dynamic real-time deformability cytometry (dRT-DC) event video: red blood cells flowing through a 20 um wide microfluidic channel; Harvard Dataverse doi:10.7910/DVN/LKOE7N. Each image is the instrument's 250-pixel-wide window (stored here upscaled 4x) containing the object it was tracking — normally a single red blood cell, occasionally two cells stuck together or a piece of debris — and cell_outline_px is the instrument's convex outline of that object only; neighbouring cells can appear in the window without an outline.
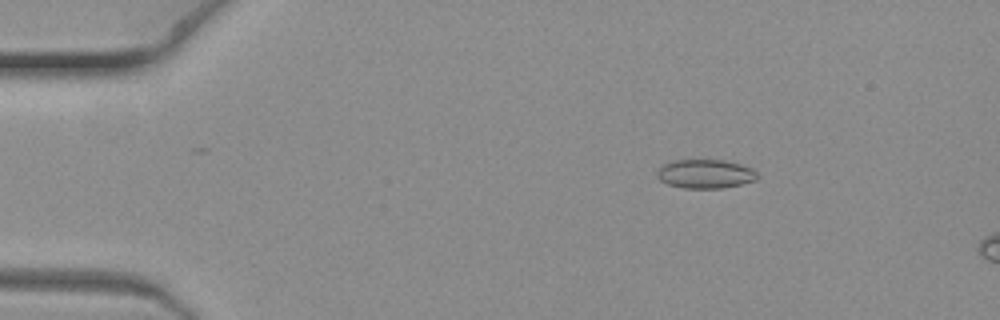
{"species": "common noctule bat (a hibernating species)", "species_latin": "Nyctalus noctula", "temperature_condition": "warm", "stored_images_in_passage": 6, "camera_frame_rate_fps": 3000, "um_per_image_px": 0.085, "animal": {"sex": "female", "body_mass_g": 19.3, "forearm_length_mm": 54.1}, "frame": {"image": 1, "passage_image": 4, "time_ms": 1.0, "image_size_px": [1000, 320], "cell_outline_px": [[760, 176], [756, 180], [740, 184], [720, 188], [684, 188], [668, 184], [660, 180], [656, 176], [656, 172], [664, 164], [676, 160], [724, 160], [740, 164], [752, 168]], "centroid_in_image_um": [59.96, 14.78], "position_along_channel_um": 25.0, "area_um2": 16.82}}